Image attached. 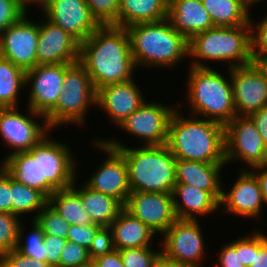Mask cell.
<instances>
[{"mask_svg":"<svg viewBox=\"0 0 267 267\" xmlns=\"http://www.w3.org/2000/svg\"><path fill=\"white\" fill-rule=\"evenodd\" d=\"M79 62L91 77L95 90L132 79L136 65L126 28L101 25L80 43Z\"/></svg>","mask_w":267,"mask_h":267,"instance_id":"cell-1","label":"cell"},{"mask_svg":"<svg viewBox=\"0 0 267 267\" xmlns=\"http://www.w3.org/2000/svg\"><path fill=\"white\" fill-rule=\"evenodd\" d=\"M176 109L170 119L166 145L176 159L225 162L224 125L196 116L184 118Z\"/></svg>","mask_w":267,"mask_h":267,"instance_id":"cell-2","label":"cell"},{"mask_svg":"<svg viewBox=\"0 0 267 267\" xmlns=\"http://www.w3.org/2000/svg\"><path fill=\"white\" fill-rule=\"evenodd\" d=\"M98 141L124 156L131 191L172 194L176 184V158L166 144L130 148L113 138Z\"/></svg>","mask_w":267,"mask_h":267,"instance_id":"cell-3","label":"cell"},{"mask_svg":"<svg viewBox=\"0 0 267 267\" xmlns=\"http://www.w3.org/2000/svg\"><path fill=\"white\" fill-rule=\"evenodd\" d=\"M126 30L136 67L171 69L189 56V40L175 30L167 19L133 24Z\"/></svg>","mask_w":267,"mask_h":267,"instance_id":"cell-4","label":"cell"},{"mask_svg":"<svg viewBox=\"0 0 267 267\" xmlns=\"http://www.w3.org/2000/svg\"><path fill=\"white\" fill-rule=\"evenodd\" d=\"M188 50L193 67L208 68L205 60L229 62L228 69L252 64L251 25L210 28L194 35L189 40Z\"/></svg>","mask_w":267,"mask_h":267,"instance_id":"cell-5","label":"cell"},{"mask_svg":"<svg viewBox=\"0 0 267 267\" xmlns=\"http://www.w3.org/2000/svg\"><path fill=\"white\" fill-rule=\"evenodd\" d=\"M187 83L188 104L192 115L223 124L229 123L236 111L233 102V86L218 70L190 66ZM228 79V80H227Z\"/></svg>","mask_w":267,"mask_h":267,"instance_id":"cell-6","label":"cell"},{"mask_svg":"<svg viewBox=\"0 0 267 267\" xmlns=\"http://www.w3.org/2000/svg\"><path fill=\"white\" fill-rule=\"evenodd\" d=\"M93 104L96 90L84 66L79 61L66 63L63 89L57 104L45 115L47 124L53 131L65 124L82 126Z\"/></svg>","mask_w":267,"mask_h":267,"instance_id":"cell-7","label":"cell"},{"mask_svg":"<svg viewBox=\"0 0 267 267\" xmlns=\"http://www.w3.org/2000/svg\"><path fill=\"white\" fill-rule=\"evenodd\" d=\"M199 220L177 219L162 235V258L188 267H201L206 253Z\"/></svg>","mask_w":267,"mask_h":267,"instance_id":"cell-8","label":"cell"},{"mask_svg":"<svg viewBox=\"0 0 267 267\" xmlns=\"http://www.w3.org/2000/svg\"><path fill=\"white\" fill-rule=\"evenodd\" d=\"M224 128L227 164L238 159L251 169L267 165V146L250 116H235Z\"/></svg>","mask_w":267,"mask_h":267,"instance_id":"cell-9","label":"cell"},{"mask_svg":"<svg viewBox=\"0 0 267 267\" xmlns=\"http://www.w3.org/2000/svg\"><path fill=\"white\" fill-rule=\"evenodd\" d=\"M18 108H0V136L6 147L9 146L13 150L9 155L29 151L47 136L49 131L52 132L45 115L34 112L29 107L28 115H24ZM34 118L42 119L43 125L33 120Z\"/></svg>","mask_w":267,"mask_h":267,"instance_id":"cell-10","label":"cell"},{"mask_svg":"<svg viewBox=\"0 0 267 267\" xmlns=\"http://www.w3.org/2000/svg\"><path fill=\"white\" fill-rule=\"evenodd\" d=\"M236 116H249L267 105V72L252 63L229 69Z\"/></svg>","mask_w":267,"mask_h":267,"instance_id":"cell-11","label":"cell"},{"mask_svg":"<svg viewBox=\"0 0 267 267\" xmlns=\"http://www.w3.org/2000/svg\"><path fill=\"white\" fill-rule=\"evenodd\" d=\"M97 140L93 141V146L101 149L100 151L104 150L107 157L85 184L95 191L116 198L125 205L131 193L125 158L117 149L109 147L103 141L97 142Z\"/></svg>","mask_w":267,"mask_h":267,"instance_id":"cell-12","label":"cell"},{"mask_svg":"<svg viewBox=\"0 0 267 267\" xmlns=\"http://www.w3.org/2000/svg\"><path fill=\"white\" fill-rule=\"evenodd\" d=\"M176 109L168 104L145 101L119 127L139 137L141 141L144 140L145 146L164 145L167 141L170 119Z\"/></svg>","mask_w":267,"mask_h":267,"instance_id":"cell-13","label":"cell"},{"mask_svg":"<svg viewBox=\"0 0 267 267\" xmlns=\"http://www.w3.org/2000/svg\"><path fill=\"white\" fill-rule=\"evenodd\" d=\"M39 22L28 19L25 14L0 35V56L25 71L37 65Z\"/></svg>","mask_w":267,"mask_h":267,"instance_id":"cell-14","label":"cell"},{"mask_svg":"<svg viewBox=\"0 0 267 267\" xmlns=\"http://www.w3.org/2000/svg\"><path fill=\"white\" fill-rule=\"evenodd\" d=\"M66 63L38 64L26 71L28 105L34 112L46 115L56 104L63 89Z\"/></svg>","mask_w":267,"mask_h":267,"instance_id":"cell-15","label":"cell"},{"mask_svg":"<svg viewBox=\"0 0 267 267\" xmlns=\"http://www.w3.org/2000/svg\"><path fill=\"white\" fill-rule=\"evenodd\" d=\"M124 209L161 236L177 220L172 194L131 191Z\"/></svg>","mask_w":267,"mask_h":267,"instance_id":"cell-16","label":"cell"},{"mask_svg":"<svg viewBox=\"0 0 267 267\" xmlns=\"http://www.w3.org/2000/svg\"><path fill=\"white\" fill-rule=\"evenodd\" d=\"M44 16L53 24L84 42L101 24L85 0H46Z\"/></svg>","mask_w":267,"mask_h":267,"instance_id":"cell-17","label":"cell"},{"mask_svg":"<svg viewBox=\"0 0 267 267\" xmlns=\"http://www.w3.org/2000/svg\"><path fill=\"white\" fill-rule=\"evenodd\" d=\"M49 137L48 134L40 141L41 180H46L56 191L70 188L77 178L72 149Z\"/></svg>","mask_w":267,"mask_h":267,"instance_id":"cell-18","label":"cell"},{"mask_svg":"<svg viewBox=\"0 0 267 267\" xmlns=\"http://www.w3.org/2000/svg\"><path fill=\"white\" fill-rule=\"evenodd\" d=\"M240 172L230 191L222 189L220 206H224L225 214L253 217L261 222L260 214L265 203L258 180L246 166Z\"/></svg>","mask_w":267,"mask_h":267,"instance_id":"cell-19","label":"cell"},{"mask_svg":"<svg viewBox=\"0 0 267 267\" xmlns=\"http://www.w3.org/2000/svg\"><path fill=\"white\" fill-rule=\"evenodd\" d=\"M39 23L38 64L75 63L80 57V42L47 18Z\"/></svg>","mask_w":267,"mask_h":267,"instance_id":"cell-20","label":"cell"},{"mask_svg":"<svg viewBox=\"0 0 267 267\" xmlns=\"http://www.w3.org/2000/svg\"><path fill=\"white\" fill-rule=\"evenodd\" d=\"M134 79L105 85L96 90V105L106 111L114 125L120 126L124 120L136 111L144 102L139 86Z\"/></svg>","mask_w":267,"mask_h":267,"instance_id":"cell-21","label":"cell"},{"mask_svg":"<svg viewBox=\"0 0 267 267\" xmlns=\"http://www.w3.org/2000/svg\"><path fill=\"white\" fill-rule=\"evenodd\" d=\"M1 166L13 179L38 190L47 199L56 191L46 180H41L40 142L29 151L7 154Z\"/></svg>","mask_w":267,"mask_h":267,"instance_id":"cell-22","label":"cell"},{"mask_svg":"<svg viewBox=\"0 0 267 267\" xmlns=\"http://www.w3.org/2000/svg\"><path fill=\"white\" fill-rule=\"evenodd\" d=\"M167 20L188 40L214 27L201 0H169Z\"/></svg>","mask_w":267,"mask_h":267,"instance_id":"cell-23","label":"cell"},{"mask_svg":"<svg viewBox=\"0 0 267 267\" xmlns=\"http://www.w3.org/2000/svg\"><path fill=\"white\" fill-rule=\"evenodd\" d=\"M223 166H226V163L176 159V183H184L208 191L220 202L222 187H224L221 179Z\"/></svg>","mask_w":267,"mask_h":267,"instance_id":"cell-24","label":"cell"},{"mask_svg":"<svg viewBox=\"0 0 267 267\" xmlns=\"http://www.w3.org/2000/svg\"><path fill=\"white\" fill-rule=\"evenodd\" d=\"M172 197L175 215L180 220H197V216L210 215L220 207L210 192L184 183L175 184Z\"/></svg>","mask_w":267,"mask_h":267,"instance_id":"cell-25","label":"cell"},{"mask_svg":"<svg viewBox=\"0 0 267 267\" xmlns=\"http://www.w3.org/2000/svg\"><path fill=\"white\" fill-rule=\"evenodd\" d=\"M116 250L150 247L155 233L141 220L123 209L109 226ZM153 237V238H152Z\"/></svg>","mask_w":267,"mask_h":267,"instance_id":"cell-26","label":"cell"},{"mask_svg":"<svg viewBox=\"0 0 267 267\" xmlns=\"http://www.w3.org/2000/svg\"><path fill=\"white\" fill-rule=\"evenodd\" d=\"M76 181L75 179L71 188L80 196L84 209L91 216L93 223L109 227L124 209V205L116 198L95 191L84 183L77 188Z\"/></svg>","mask_w":267,"mask_h":267,"instance_id":"cell-27","label":"cell"},{"mask_svg":"<svg viewBox=\"0 0 267 267\" xmlns=\"http://www.w3.org/2000/svg\"><path fill=\"white\" fill-rule=\"evenodd\" d=\"M169 0H120L117 21L113 26L127 28L137 23L167 19Z\"/></svg>","mask_w":267,"mask_h":267,"instance_id":"cell-28","label":"cell"},{"mask_svg":"<svg viewBox=\"0 0 267 267\" xmlns=\"http://www.w3.org/2000/svg\"><path fill=\"white\" fill-rule=\"evenodd\" d=\"M214 27H235L250 24V12L244 0H201Z\"/></svg>","mask_w":267,"mask_h":267,"instance_id":"cell-29","label":"cell"},{"mask_svg":"<svg viewBox=\"0 0 267 267\" xmlns=\"http://www.w3.org/2000/svg\"><path fill=\"white\" fill-rule=\"evenodd\" d=\"M48 204L61 215L69 225L94 224L91 216L85 211L80 196L70 187L55 191Z\"/></svg>","mask_w":267,"mask_h":267,"instance_id":"cell-30","label":"cell"},{"mask_svg":"<svg viewBox=\"0 0 267 267\" xmlns=\"http://www.w3.org/2000/svg\"><path fill=\"white\" fill-rule=\"evenodd\" d=\"M26 87V71L0 56V108L18 107V97Z\"/></svg>","mask_w":267,"mask_h":267,"instance_id":"cell-31","label":"cell"},{"mask_svg":"<svg viewBox=\"0 0 267 267\" xmlns=\"http://www.w3.org/2000/svg\"><path fill=\"white\" fill-rule=\"evenodd\" d=\"M12 214L22 217V214H37L48 204V199L38 190L27 187L11 177ZM21 215V216H20Z\"/></svg>","mask_w":267,"mask_h":267,"instance_id":"cell-32","label":"cell"},{"mask_svg":"<svg viewBox=\"0 0 267 267\" xmlns=\"http://www.w3.org/2000/svg\"><path fill=\"white\" fill-rule=\"evenodd\" d=\"M21 222L19 227L18 243L16 250L24 256L34 258L36 261L46 262L44 232L35 219H32V231L25 236V227ZM25 231V232H24ZM25 239H24V238ZM24 243H23V242Z\"/></svg>","mask_w":267,"mask_h":267,"instance_id":"cell-33","label":"cell"},{"mask_svg":"<svg viewBox=\"0 0 267 267\" xmlns=\"http://www.w3.org/2000/svg\"><path fill=\"white\" fill-rule=\"evenodd\" d=\"M150 247L125 248L119 250L124 267H156L162 258L161 250Z\"/></svg>","mask_w":267,"mask_h":267,"instance_id":"cell-34","label":"cell"},{"mask_svg":"<svg viewBox=\"0 0 267 267\" xmlns=\"http://www.w3.org/2000/svg\"><path fill=\"white\" fill-rule=\"evenodd\" d=\"M21 218L0 212V256L16 249Z\"/></svg>","mask_w":267,"mask_h":267,"instance_id":"cell-35","label":"cell"},{"mask_svg":"<svg viewBox=\"0 0 267 267\" xmlns=\"http://www.w3.org/2000/svg\"><path fill=\"white\" fill-rule=\"evenodd\" d=\"M35 220L42 227L44 234L67 239L70 225L49 204L37 214Z\"/></svg>","mask_w":267,"mask_h":267,"instance_id":"cell-36","label":"cell"},{"mask_svg":"<svg viewBox=\"0 0 267 267\" xmlns=\"http://www.w3.org/2000/svg\"><path fill=\"white\" fill-rule=\"evenodd\" d=\"M101 25H113L118 18L120 0H85Z\"/></svg>","mask_w":267,"mask_h":267,"instance_id":"cell-37","label":"cell"},{"mask_svg":"<svg viewBox=\"0 0 267 267\" xmlns=\"http://www.w3.org/2000/svg\"><path fill=\"white\" fill-rule=\"evenodd\" d=\"M91 264L86 247L67 241L61 253L60 267H87Z\"/></svg>","mask_w":267,"mask_h":267,"instance_id":"cell-38","label":"cell"},{"mask_svg":"<svg viewBox=\"0 0 267 267\" xmlns=\"http://www.w3.org/2000/svg\"><path fill=\"white\" fill-rule=\"evenodd\" d=\"M252 20L250 19L253 63L260 64L267 57V16L260 20L258 24L252 22Z\"/></svg>","mask_w":267,"mask_h":267,"instance_id":"cell-39","label":"cell"},{"mask_svg":"<svg viewBox=\"0 0 267 267\" xmlns=\"http://www.w3.org/2000/svg\"><path fill=\"white\" fill-rule=\"evenodd\" d=\"M101 228L102 227L97 224L70 225L68 229L67 241L77 243L78 245L89 249L93 240L95 239L96 233Z\"/></svg>","mask_w":267,"mask_h":267,"instance_id":"cell-40","label":"cell"},{"mask_svg":"<svg viewBox=\"0 0 267 267\" xmlns=\"http://www.w3.org/2000/svg\"><path fill=\"white\" fill-rule=\"evenodd\" d=\"M88 250L91 261L115 250L111 229L109 227H102L96 233L95 239Z\"/></svg>","mask_w":267,"mask_h":267,"instance_id":"cell-41","label":"cell"},{"mask_svg":"<svg viewBox=\"0 0 267 267\" xmlns=\"http://www.w3.org/2000/svg\"><path fill=\"white\" fill-rule=\"evenodd\" d=\"M25 15L14 0H0V35Z\"/></svg>","mask_w":267,"mask_h":267,"instance_id":"cell-42","label":"cell"},{"mask_svg":"<svg viewBox=\"0 0 267 267\" xmlns=\"http://www.w3.org/2000/svg\"><path fill=\"white\" fill-rule=\"evenodd\" d=\"M219 263L216 266L220 267H246L240 258V238L230 243H226L220 249Z\"/></svg>","mask_w":267,"mask_h":267,"instance_id":"cell-43","label":"cell"},{"mask_svg":"<svg viewBox=\"0 0 267 267\" xmlns=\"http://www.w3.org/2000/svg\"><path fill=\"white\" fill-rule=\"evenodd\" d=\"M66 243L67 239L53 236L50 234H45L44 244L46 262L51 267H60L61 253Z\"/></svg>","mask_w":267,"mask_h":267,"instance_id":"cell-44","label":"cell"},{"mask_svg":"<svg viewBox=\"0 0 267 267\" xmlns=\"http://www.w3.org/2000/svg\"><path fill=\"white\" fill-rule=\"evenodd\" d=\"M3 267H51L47 262L24 256L16 249L0 256Z\"/></svg>","mask_w":267,"mask_h":267,"instance_id":"cell-45","label":"cell"},{"mask_svg":"<svg viewBox=\"0 0 267 267\" xmlns=\"http://www.w3.org/2000/svg\"><path fill=\"white\" fill-rule=\"evenodd\" d=\"M0 212L12 214L11 176L0 165Z\"/></svg>","mask_w":267,"mask_h":267,"instance_id":"cell-46","label":"cell"},{"mask_svg":"<svg viewBox=\"0 0 267 267\" xmlns=\"http://www.w3.org/2000/svg\"><path fill=\"white\" fill-rule=\"evenodd\" d=\"M249 267H267V235L254 231V258Z\"/></svg>","mask_w":267,"mask_h":267,"instance_id":"cell-47","label":"cell"},{"mask_svg":"<svg viewBox=\"0 0 267 267\" xmlns=\"http://www.w3.org/2000/svg\"><path fill=\"white\" fill-rule=\"evenodd\" d=\"M252 233L240 238V258L246 267L251 266L254 258V232Z\"/></svg>","mask_w":267,"mask_h":267,"instance_id":"cell-48","label":"cell"},{"mask_svg":"<svg viewBox=\"0 0 267 267\" xmlns=\"http://www.w3.org/2000/svg\"><path fill=\"white\" fill-rule=\"evenodd\" d=\"M254 121L256 128L267 146V105L249 115Z\"/></svg>","mask_w":267,"mask_h":267,"instance_id":"cell-49","label":"cell"},{"mask_svg":"<svg viewBox=\"0 0 267 267\" xmlns=\"http://www.w3.org/2000/svg\"><path fill=\"white\" fill-rule=\"evenodd\" d=\"M95 267H124L119 250H113L111 253L98 257L92 261Z\"/></svg>","mask_w":267,"mask_h":267,"instance_id":"cell-50","label":"cell"},{"mask_svg":"<svg viewBox=\"0 0 267 267\" xmlns=\"http://www.w3.org/2000/svg\"><path fill=\"white\" fill-rule=\"evenodd\" d=\"M258 180L264 203L267 205V165L258 166L250 169Z\"/></svg>","mask_w":267,"mask_h":267,"instance_id":"cell-51","label":"cell"},{"mask_svg":"<svg viewBox=\"0 0 267 267\" xmlns=\"http://www.w3.org/2000/svg\"><path fill=\"white\" fill-rule=\"evenodd\" d=\"M17 5L27 14L28 10L26 8L30 7L31 4H36L40 8L42 7V11L45 8L46 0H14ZM30 5V6H29Z\"/></svg>","mask_w":267,"mask_h":267,"instance_id":"cell-52","label":"cell"},{"mask_svg":"<svg viewBox=\"0 0 267 267\" xmlns=\"http://www.w3.org/2000/svg\"><path fill=\"white\" fill-rule=\"evenodd\" d=\"M156 267H188V266H184V265H180V264H176V263H172L169 262L163 258H161Z\"/></svg>","mask_w":267,"mask_h":267,"instance_id":"cell-53","label":"cell"},{"mask_svg":"<svg viewBox=\"0 0 267 267\" xmlns=\"http://www.w3.org/2000/svg\"><path fill=\"white\" fill-rule=\"evenodd\" d=\"M260 1H263V0H244V4H245V7L247 8V10L251 11L250 9L253 6V4L255 5V3H258Z\"/></svg>","mask_w":267,"mask_h":267,"instance_id":"cell-54","label":"cell"},{"mask_svg":"<svg viewBox=\"0 0 267 267\" xmlns=\"http://www.w3.org/2000/svg\"><path fill=\"white\" fill-rule=\"evenodd\" d=\"M260 65L266 70L267 72V57L260 63Z\"/></svg>","mask_w":267,"mask_h":267,"instance_id":"cell-55","label":"cell"}]
</instances>
